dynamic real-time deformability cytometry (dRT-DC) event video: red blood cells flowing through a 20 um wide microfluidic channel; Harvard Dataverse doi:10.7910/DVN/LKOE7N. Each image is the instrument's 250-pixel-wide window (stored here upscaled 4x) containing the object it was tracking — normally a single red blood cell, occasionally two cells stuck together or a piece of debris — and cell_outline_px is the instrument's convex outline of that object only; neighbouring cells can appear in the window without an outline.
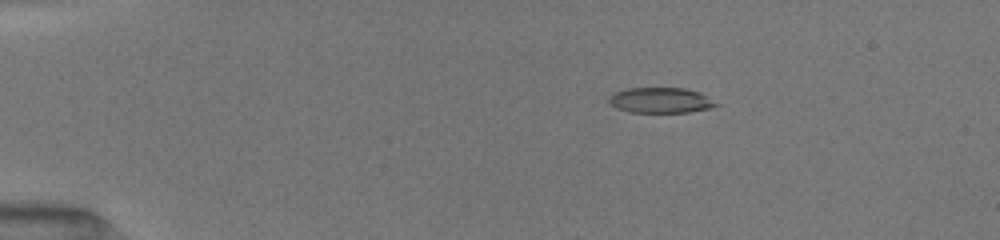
{"species": "common noctule bat (a hibernating species)", "species_latin": "Nyctalus noctula", "temperature_condition": "room temperature", "stored_images_in_passage": 70, "camera_frame_rate_fps": 3000, "um_per_image_px": 0.085, "animal": {"sex": "female", "body_mass_g": 19.5, "forearm_length_mm": 54.1}, "frame": {"image": 1, "passage_image": 12, "time_ms": 3.0, "image_size_px": [1000, 240], "cell_outline_px": [[720, 104], [712, 108], [688, 112], [628, 112], [616, 108], [608, 100], [608, 96], [612, 92], [624, 88], [684, 88], [700, 92]], "centroid_in_image_um": [56.13, 8.52], "position_along_channel_um": 28.9, "area_um2": 16.07}}
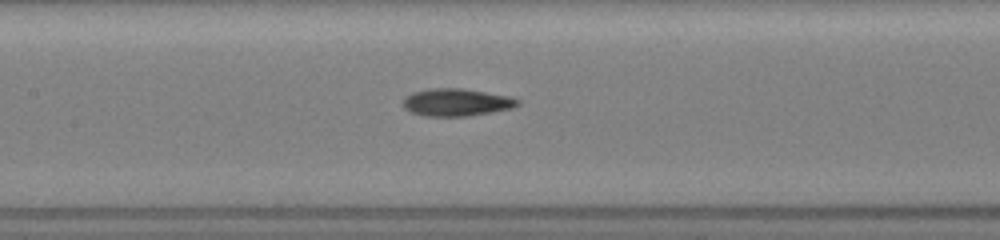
{"frame": {"image": 2, "passage_image": 36, "time_ms": 8.333, "image_size_px": [1000, 240], "cell_outline_px": [[520, 104], [512, 108], [492, 112], [468, 116], [424, 116], [412, 112], [404, 108], [404, 96], [412, 92], [428, 88], [464, 88], [508, 96], [520, 100]], "centroid_in_image_um": [38.79, 8.69], "position_along_channel_um": 168.6, "area_um2": 18.44}}
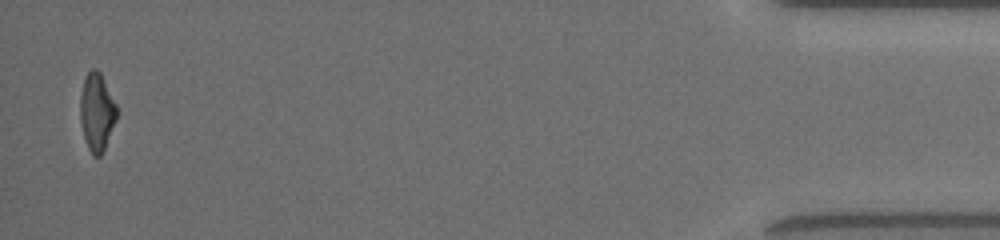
{"frame": {"image": 3, "passage_image": 70, "time_ms": 16.667, "image_size_px": [1000, 240], "cell_outline_px": [[120, 112], [104, 148], [100, 156], [92, 156], [88, 148], [84, 136], [80, 120], [80, 96], [84, 76], [92, 68], [96, 68], [100, 72]], "centroid_in_image_um": [8.24, 9.5], "position_along_channel_um": 427.0, "area_um2": 16.7}, "authors_computed_cell_mechanics": {"area_um2": 17.2244, "velocity_mm_per_s": 4.0517, "shape_relaxation_time_tau1_ms": 4.472, "shape_relaxation_time_tau2_ms": 3.2957, "deformation_change_tau1": 0.1648, "deformation_change_tau2": 0.1247}}